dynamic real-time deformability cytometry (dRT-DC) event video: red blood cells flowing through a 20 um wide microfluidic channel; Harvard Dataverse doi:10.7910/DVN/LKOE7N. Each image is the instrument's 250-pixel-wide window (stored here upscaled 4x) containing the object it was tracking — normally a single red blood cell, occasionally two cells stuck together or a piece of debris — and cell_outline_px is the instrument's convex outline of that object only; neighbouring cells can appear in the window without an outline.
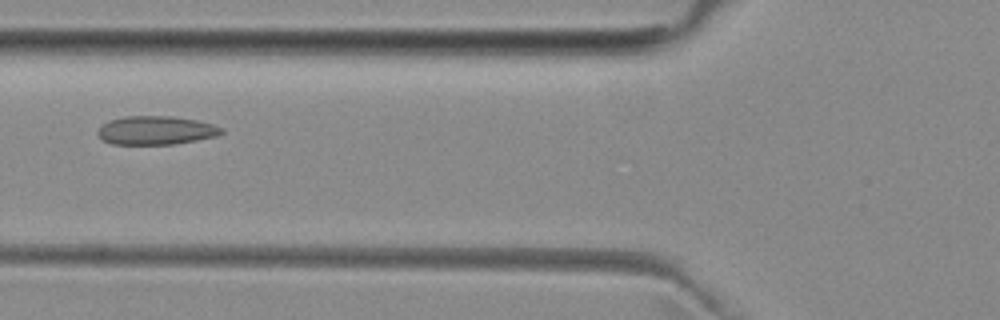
{"species": "common noctule bat (a hibernating species)", "species_latin": "Nyctalus noctula", "temperature_condition": "room temperature", "stored_images_in_passage": 4, "camera_frame_rate_fps": 3000, "um_per_image_px": 0.085, "animal": {"sex": "female", "body_mass_g": 29.2, "forearm_length_mm": 56.3}, "frame": {"image": 1, "passage_image": 3, "time_ms": 2.333, "image_size_px": [1000, 320], "cell_outline_px": [[224, 132], [216, 136], [196, 140], [172, 144], [112, 144], [104, 140], [96, 132], [108, 120], [124, 116], [172, 116], [196, 120], [212, 124], [224, 128]], "centroid_in_image_um": [13.27, 11.07], "position_along_channel_um": 112.5, "area_um2": 20.52}}
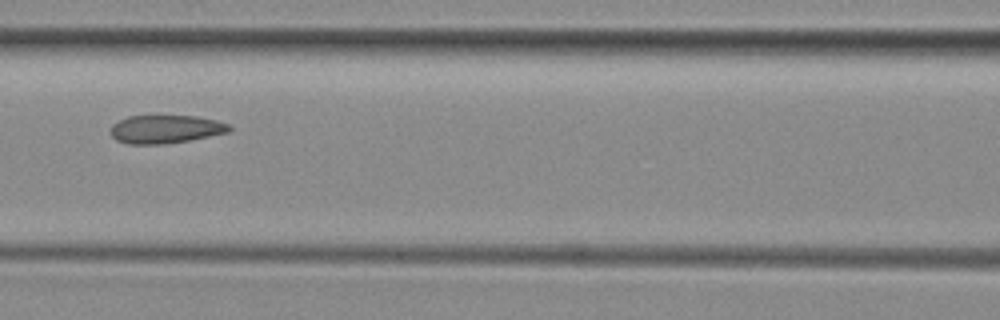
{"frame": {"image": 2, "passage_image": 4, "time_ms": 3.333, "image_size_px": [1000, 320], "cell_outline_px": [[232, 128], [228, 132], [188, 140], [164, 144], [128, 144], [116, 140], [112, 136], [112, 124], [128, 116], [196, 116], [216, 120], [228, 124]], "centroid_in_image_um": [14.06, 10.98], "position_along_channel_um": 152.5, "area_um2": 19.31}}